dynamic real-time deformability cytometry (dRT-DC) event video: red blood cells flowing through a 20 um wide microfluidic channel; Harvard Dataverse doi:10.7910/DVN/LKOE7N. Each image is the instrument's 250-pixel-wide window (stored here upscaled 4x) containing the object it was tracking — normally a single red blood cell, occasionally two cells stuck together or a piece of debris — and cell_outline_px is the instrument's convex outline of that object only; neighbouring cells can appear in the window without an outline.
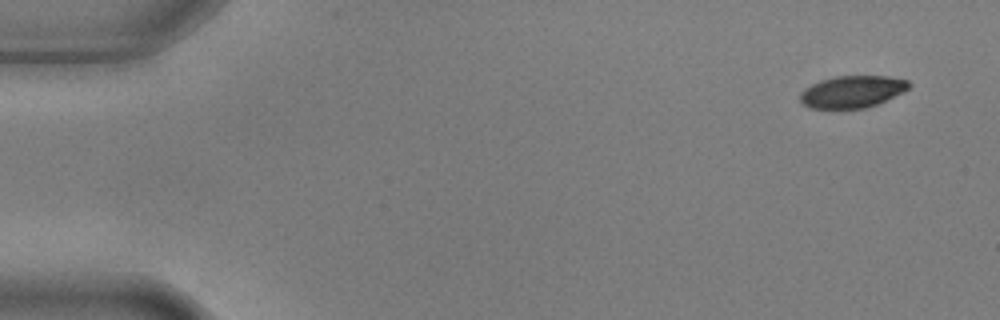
{"species": "common noctule bat (a hibernating species)", "species_latin": "Nyctalus noctula", "temperature_condition": "warm", "stored_images_in_passage": 8, "camera_frame_rate_fps": 3000, "um_per_image_px": 0.085, "animal": {"sex": "male", "body_mass_g": 17.9, "forearm_length_mm": 54.2}, "frame": {"image": 1, "passage_image": 1, "time_ms": 0.0, "image_size_px": [1000, 320], "cell_outline_px": [[912, 84], [904, 92], [876, 104], [864, 108], [812, 108], [804, 104], [800, 100], [800, 92], [804, 88], [820, 80], [836, 76], [888, 76], [908, 80]], "centroid_in_image_um": [72.45, 7.78], "position_along_channel_um": 12.6, "area_um2": 20.23}}
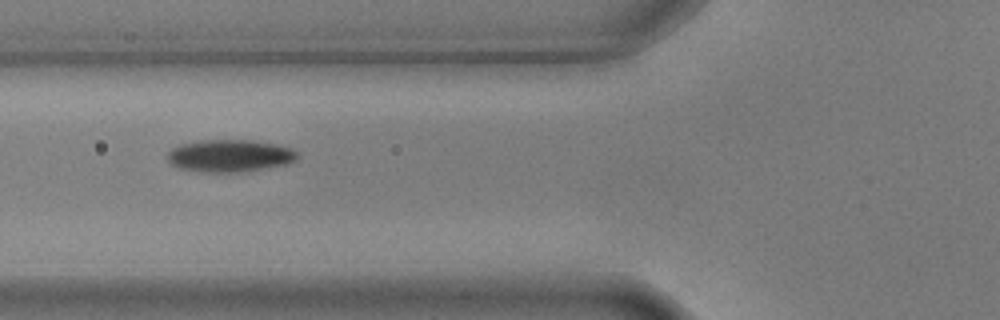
{"frame": {"image": 2, "passage_image": 6, "time_ms": 1.667, "image_size_px": [1000, 320], "cell_outline_px": [[300, 156], [296, 160], [288, 164], [240, 172], [204, 172], [180, 168], [172, 164], [168, 160], [168, 152], [172, 148], [180, 144], [200, 140], [252, 140], [276, 144], [292, 148]], "centroid_in_image_um": [19.56, 13.23], "position_along_channel_um": 106.2, "area_um2": 24.51}}
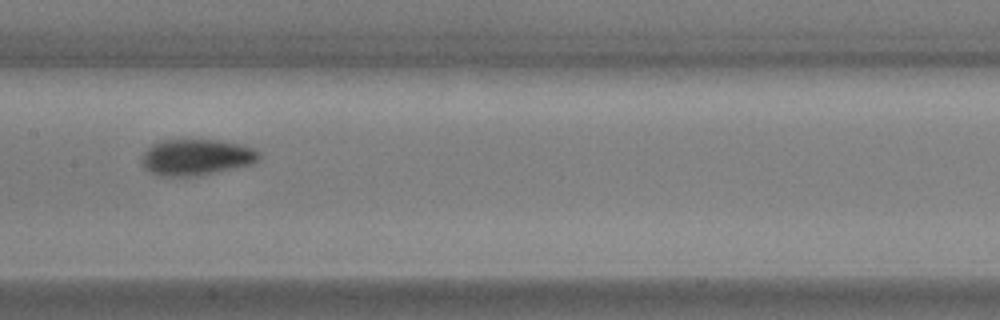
{"frame": {"image": 3, "passage_image": 8, "time_ms": 2.333, "image_size_px": [1000, 320], "cell_outline_px": [[260, 160], [252, 164], [236, 168], [200, 176], [160, 176], [144, 168], [140, 160], [140, 156], [152, 144], [164, 140], [216, 140], [236, 144], [252, 148], [260, 152]], "centroid_in_image_um": [16.67, 13.38], "position_along_channel_um": 190.7, "area_um2": 24.8}}